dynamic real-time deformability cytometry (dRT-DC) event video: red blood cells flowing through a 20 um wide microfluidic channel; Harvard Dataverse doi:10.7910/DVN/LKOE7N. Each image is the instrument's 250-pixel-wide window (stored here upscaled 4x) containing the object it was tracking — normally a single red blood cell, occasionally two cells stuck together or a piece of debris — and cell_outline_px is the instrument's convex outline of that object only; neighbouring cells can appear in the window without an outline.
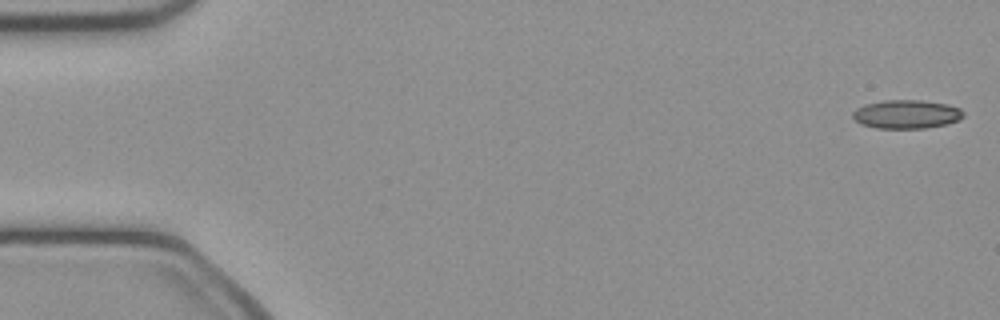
{"species": "common noctule bat (a hibernating species)", "species_latin": "Nyctalus noctula", "temperature_condition": "cold", "stored_images_in_passage": 46, "camera_frame_rate_fps": 3000, "um_per_image_px": 0.085, "animal": {"sex": "female", "body_mass_g": 21.9}, "frame": {"image": 1, "passage_image": 1, "time_ms": 0.0, "image_size_px": [1000, 320], "cell_outline_px": [[964, 116], [960, 120], [948, 124], [924, 128], [876, 128], [860, 124], [852, 116], [852, 112], [856, 108], [864, 104], [884, 100], [920, 100], [948, 104], [960, 108], [964, 112]], "centroid_in_image_um": [77.06, 9.71], "position_along_channel_um": 7.9, "area_um2": 18.67}}
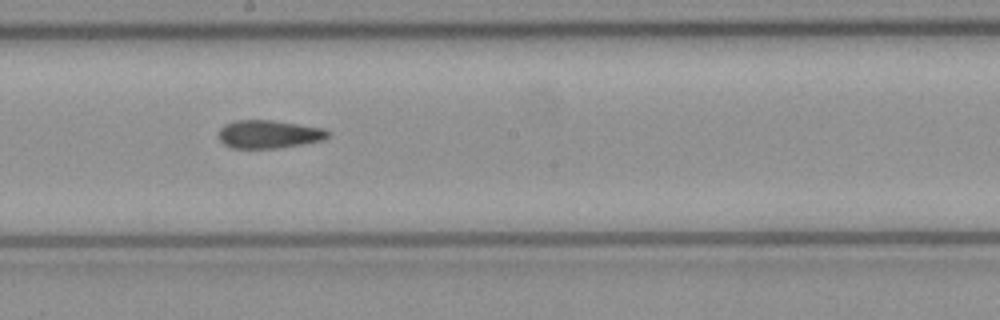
{"frame": {"image": 2, "passage_image": 27, "time_ms": 8.667, "image_size_px": [1000, 320], "cell_outline_px": [[328, 136], [324, 140], [276, 148], [232, 148], [224, 144], [220, 140], [220, 128], [224, 124], [236, 120], [272, 120], [324, 128], [328, 132]], "centroid_in_image_um": [22.84, 11.4], "position_along_channel_um": 225.4, "area_um2": 17.74}}
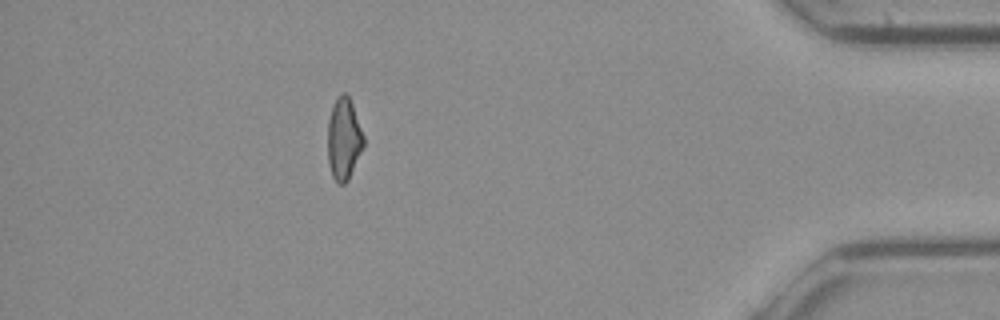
{"frame": {"image": 3, "passage_image": 44, "time_ms": 14.333, "image_size_px": [1000, 320], "cell_outline_px": [[364, 144], [348, 180], [344, 184], [336, 184], [332, 176], [328, 164], [328, 120], [332, 108], [336, 100], [344, 92], [348, 96], [352, 104], [364, 136]], "centroid_in_image_um": [29.21, 11.86], "position_along_channel_um": 406.0, "area_um2": 16.88}, "authors_computed_cell_mechanics": {"area_um2": 18.3226, "velocity_mm_per_s": 4.1117, "shape_relaxation_time_tau1_ms": 7.9416, "shape_relaxation_time_tau2_ms": 3.2538, "deformation_change_tau1": 0.1586, "deformation_change_tau2": 0.1143}}